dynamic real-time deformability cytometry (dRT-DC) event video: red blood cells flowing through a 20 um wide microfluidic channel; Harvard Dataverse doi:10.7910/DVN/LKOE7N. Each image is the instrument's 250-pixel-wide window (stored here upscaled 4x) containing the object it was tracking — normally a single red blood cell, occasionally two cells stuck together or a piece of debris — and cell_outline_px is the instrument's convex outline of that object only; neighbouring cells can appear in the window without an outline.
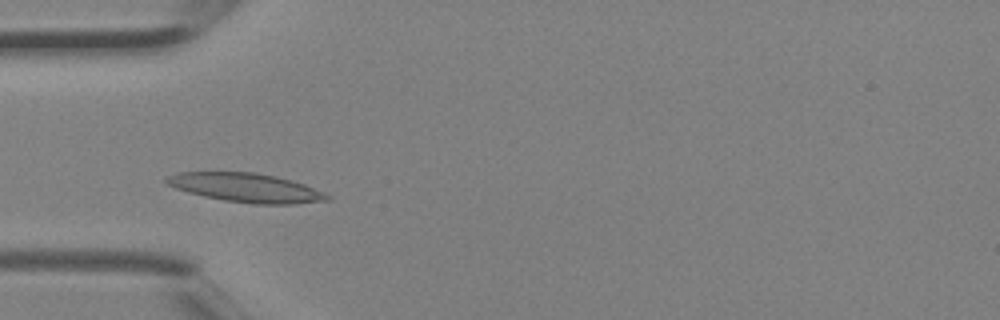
{"species": "Egyptian fruit bat (a non-hibernating species)", "species_latin": "Rousettus aegyptiacus", "temperature_condition": "room temperature", "stored_images_in_passage": 2, "camera_frame_rate_fps": 3000, "um_per_image_px": 0.085, "animal": {"sex": "female"}, "frame": {"image": 1, "passage_image": 2, "time_ms": 0.333, "image_size_px": [1000, 320], "cell_outline_px": [[332, 200], [292, 204], [256, 204], [224, 200], [204, 196], [188, 192], [164, 184], [164, 176], [180, 172], [252, 172], [276, 176], [292, 180], [304, 184], [324, 192], [332, 196]], "centroid_in_image_um": [20.91, 15.95], "position_along_channel_um": 64.1, "area_um2": 27.28}}